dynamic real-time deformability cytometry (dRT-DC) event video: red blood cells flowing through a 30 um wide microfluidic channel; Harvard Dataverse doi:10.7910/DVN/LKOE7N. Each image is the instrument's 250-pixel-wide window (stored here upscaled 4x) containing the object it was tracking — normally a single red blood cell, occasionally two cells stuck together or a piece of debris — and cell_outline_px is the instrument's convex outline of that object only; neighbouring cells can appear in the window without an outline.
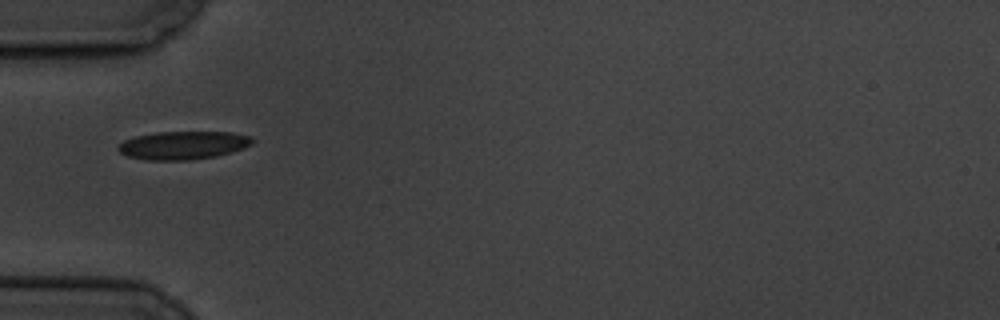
{"species": "common noctule bat (a hibernating species)", "species_latin": "Nyctalus noctula", "temperature_condition": "cold", "stored_images_in_passage": 4, "camera_frame_rate_fps": 3000, "um_per_image_px": 0.085, "animal": {"sex": "male", "body_mass_g": 19.5, "forearm_length_mm": 54.6}, "frame": {"image": 1, "passage_image": 1, "time_ms": 0.0, "image_size_px": [1000, 320], "cell_outline_px": [[256, 140], [252, 144], [244, 148], [216, 156], [188, 160], [144, 160], [128, 156], [120, 152], [116, 148], [124, 140], [136, 136], [156, 132], [232, 132], [252, 136]], "centroid_in_image_um": [15.59, 12.34], "position_along_channel_um": 69.4, "area_um2": 22.14}}
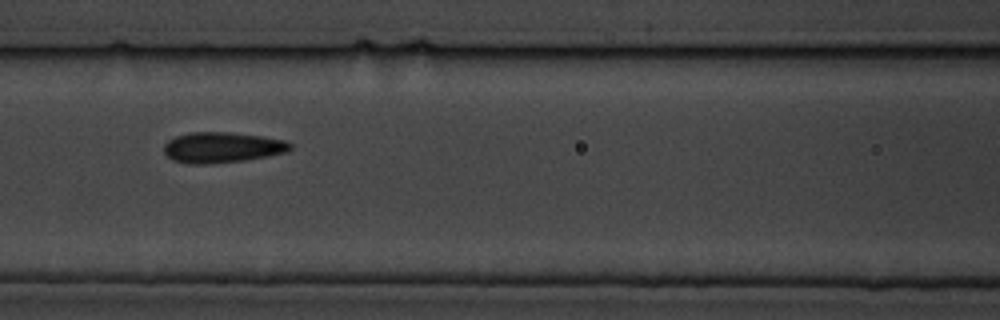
{"frame": {"image": 2, "passage_image": 3, "time_ms": 2.333, "image_size_px": [1000, 320], "cell_outline_px": [[292, 148], [288, 152], [268, 156], [244, 160], [208, 164], [188, 164], [172, 160], [164, 152], [164, 144], [168, 140], [176, 136], [188, 132], [228, 132], [264, 136], [284, 140], [292, 144]], "centroid_in_image_um": [18.88, 12.53], "position_along_channel_um": 147.7, "area_um2": 22.72}}
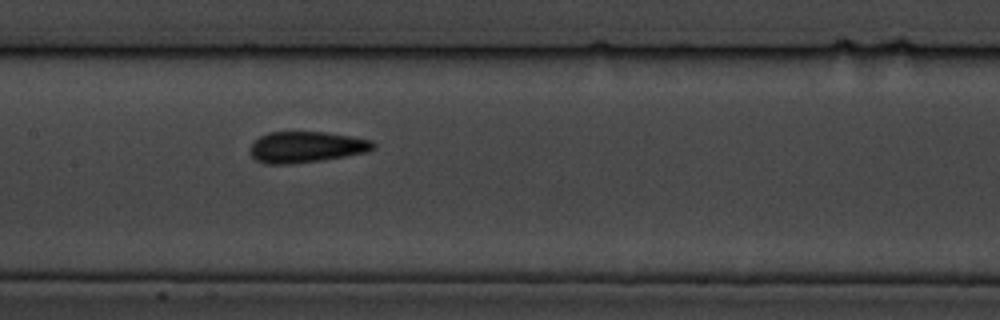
{"frame": {"image": 3, "passage_image": 4, "time_ms": 3.333, "image_size_px": [1000, 320], "cell_outline_px": [[376, 148], [368, 152], [320, 160], [292, 164], [264, 164], [256, 160], [248, 152], [248, 148], [260, 136], [268, 132], [324, 132], [352, 136], [372, 140], [376, 144]], "centroid_in_image_um": [26.02, 12.5], "position_along_channel_um": 181.4, "area_um2": 22.48}}